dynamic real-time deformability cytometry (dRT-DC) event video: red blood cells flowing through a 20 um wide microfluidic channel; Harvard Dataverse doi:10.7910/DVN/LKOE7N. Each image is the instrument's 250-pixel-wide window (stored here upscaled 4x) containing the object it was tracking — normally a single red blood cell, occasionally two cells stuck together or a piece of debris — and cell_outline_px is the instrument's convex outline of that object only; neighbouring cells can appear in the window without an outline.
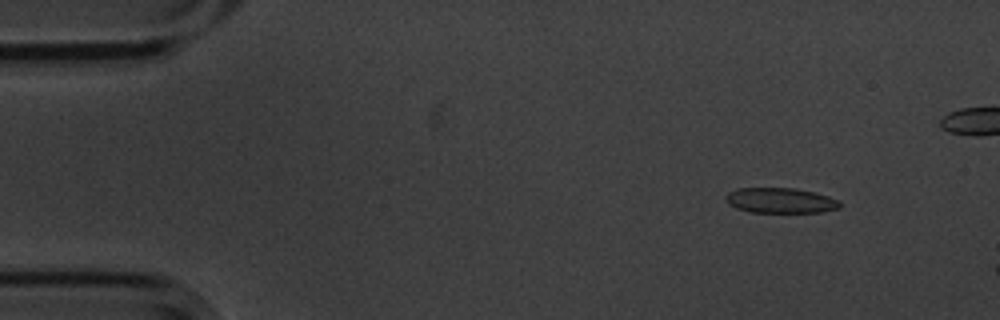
{"species": "common noctule bat (a hibernating species)", "species_latin": "Nyctalus noctula", "temperature_condition": "cold", "stored_images_in_passage": 11, "camera_frame_rate_fps": 3000, "um_per_image_px": 0.085, "animal": {"sex": "male", "body_mass_g": 20.1, "forearm_length_mm": 53.5}, "frame": {"image": 1, "passage_image": 4, "time_ms": 1.0, "image_size_px": [1000, 320], "cell_outline_px": [[840, 208], [824, 212], [752, 212], [736, 208], [728, 204], [724, 200], [724, 196], [728, 192], [736, 188], [796, 188], [828, 196], [840, 200]], "centroid_in_image_um": [66.31, 17.04], "position_along_channel_um": 18.7, "area_um2": 16.94}}